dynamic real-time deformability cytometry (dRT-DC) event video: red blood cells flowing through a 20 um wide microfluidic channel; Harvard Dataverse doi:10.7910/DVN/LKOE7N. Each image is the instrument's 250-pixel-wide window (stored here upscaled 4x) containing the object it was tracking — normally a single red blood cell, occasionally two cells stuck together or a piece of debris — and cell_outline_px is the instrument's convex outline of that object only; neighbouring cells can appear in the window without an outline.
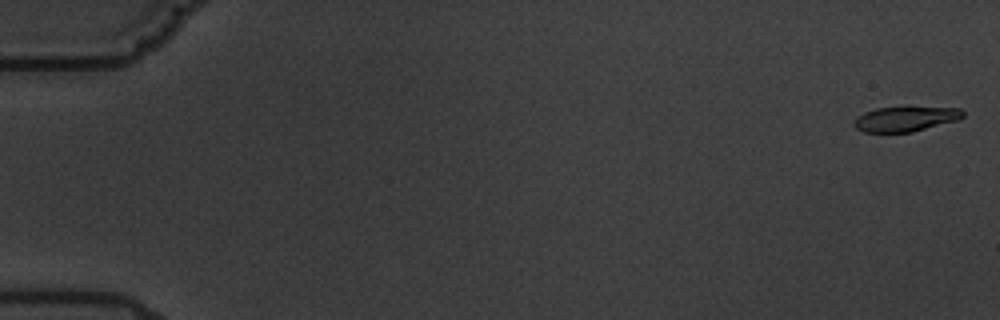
{"species": "common noctule bat (a hibernating species)", "species_latin": "Nyctalus noctula", "temperature_condition": "warm", "stored_images_in_passage": 9, "camera_frame_rate_fps": 3000, "um_per_image_px": 0.085, "animal": {"sex": "male", "body_mass_g": 19.5, "forearm_length_mm": 54.6}, "frame": {"image": 1, "passage_image": 1, "time_ms": 0.0, "image_size_px": [1000, 320], "cell_outline_px": [[964, 116], [960, 120], [912, 132], [864, 132], [856, 128], [852, 124], [856, 116], [864, 112], [876, 108], [960, 108], [964, 112]], "centroid_in_image_um": [76.95, 10.12], "position_along_channel_um": 8.0, "area_um2": 15.72}}
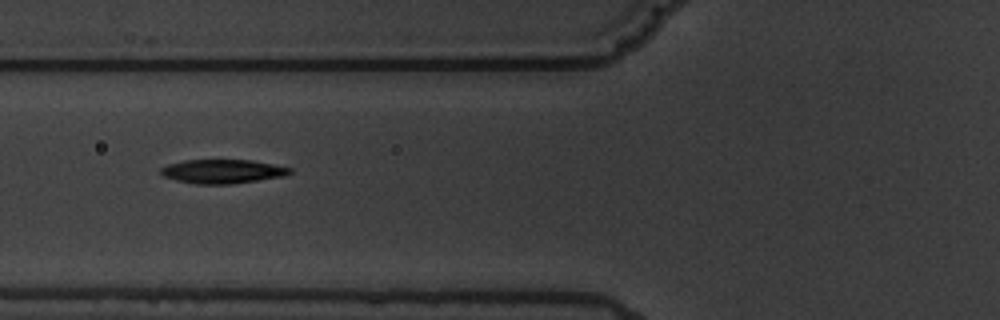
{"frame": {"image": 2, "passage_image": 6, "time_ms": 7.667, "image_size_px": [1000, 320], "cell_outline_px": [[292, 172], [284, 176], [232, 184], [196, 184], [176, 180], [164, 176], [160, 172], [160, 168], [168, 164], [184, 160], [252, 160], [292, 168]], "centroid_in_image_um": [18.91, 14.57], "position_along_channel_um": 106.9, "area_um2": 17.98}}
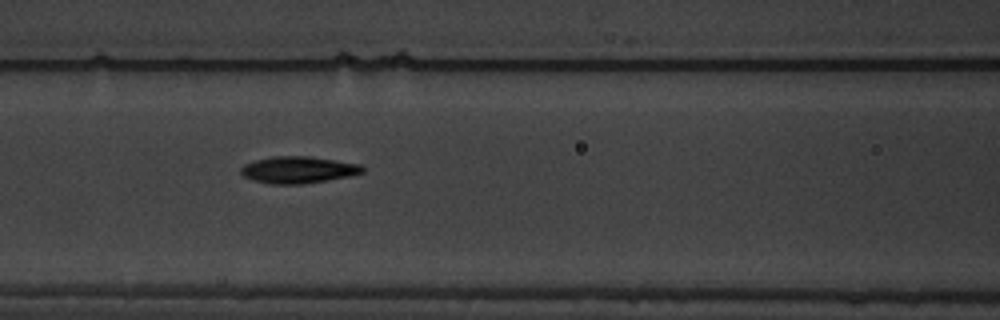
{"frame": {"image": 3, "passage_image": 7, "time_ms": 8.667, "image_size_px": [1000, 320], "cell_outline_px": [[364, 172], [348, 176], [328, 180], [304, 184], [272, 184], [256, 180], [244, 176], [240, 172], [240, 168], [244, 164], [256, 160], [272, 156], [308, 156], [336, 160], [360, 164], [364, 168]], "centroid_in_image_um": [25.36, 14.43], "position_along_channel_um": 141.2, "area_um2": 18.9}}